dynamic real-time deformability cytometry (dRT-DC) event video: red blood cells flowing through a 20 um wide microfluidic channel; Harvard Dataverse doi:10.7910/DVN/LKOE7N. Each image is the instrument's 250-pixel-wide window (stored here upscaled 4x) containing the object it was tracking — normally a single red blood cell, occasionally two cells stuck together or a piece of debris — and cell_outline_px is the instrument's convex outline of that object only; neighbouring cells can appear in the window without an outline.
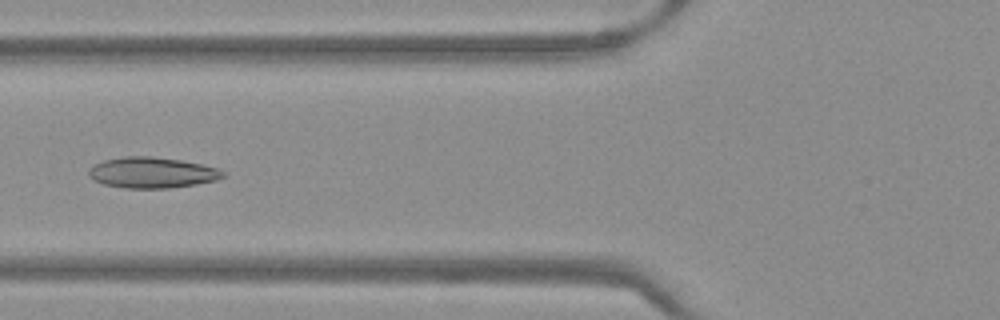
{"species": "Egyptian fruit bat (a non-hibernating species)", "species_latin": "Rousettus aegyptiacus", "temperature_condition": "warm", "stored_images_in_passage": 29, "camera_frame_rate_fps": 3000, "um_per_image_px": 0.085, "frame": {"image": 1, "passage_image": 8, "time_ms": 2.333, "image_size_px": [1000, 320], "cell_outline_px": [[224, 176], [216, 180], [196, 184], [168, 188], [124, 188], [104, 184], [92, 180], [88, 176], [88, 168], [92, 164], [104, 160], [124, 156], [152, 156], [180, 160], [200, 164], [216, 168], [224, 172]], "centroid_in_image_um": [12.85, 14.67], "position_along_channel_um": 113.0, "area_um2": 24.16}}
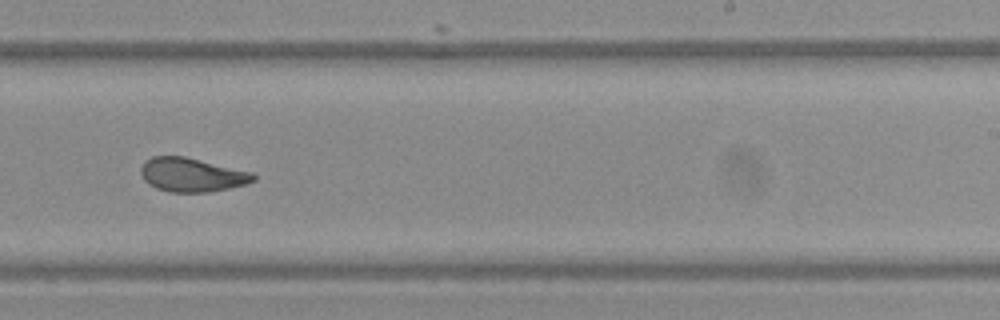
{"frame": {"image": 2, "passage_image": 20, "time_ms": 6.333, "image_size_px": [1000, 320], "cell_outline_px": [[256, 180], [248, 184], [208, 192], [168, 192], [156, 188], [148, 184], [144, 180], [140, 172], [140, 168], [144, 160], [152, 156], [184, 156], [252, 172], [256, 176]], "centroid_in_image_um": [16.29, 14.86], "position_along_channel_um": 272.7, "area_um2": 22.37}}
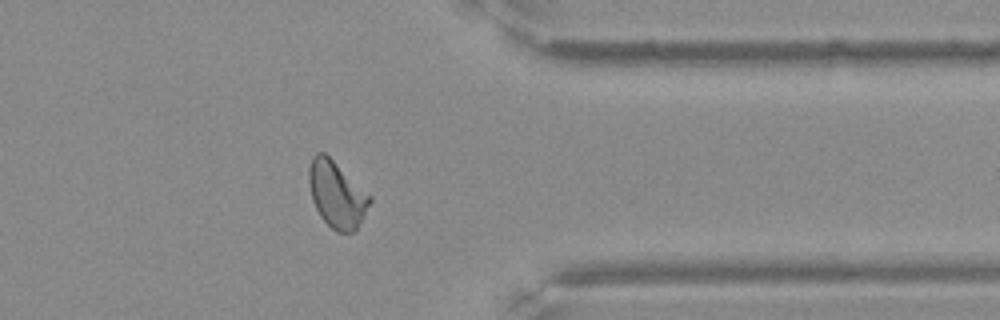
{"frame": {"image": 3, "passage_image": 29, "time_ms": 9.333, "image_size_px": [1000, 320], "cell_outline_px": [[372, 200], [356, 232], [336, 232], [320, 216], [312, 200], [308, 184], [308, 168], [312, 156], [316, 152], [324, 152], [372, 196]], "centroid_in_image_um": [28.62, 16.53], "position_along_channel_um": 382.8, "area_um2": 23.7}}